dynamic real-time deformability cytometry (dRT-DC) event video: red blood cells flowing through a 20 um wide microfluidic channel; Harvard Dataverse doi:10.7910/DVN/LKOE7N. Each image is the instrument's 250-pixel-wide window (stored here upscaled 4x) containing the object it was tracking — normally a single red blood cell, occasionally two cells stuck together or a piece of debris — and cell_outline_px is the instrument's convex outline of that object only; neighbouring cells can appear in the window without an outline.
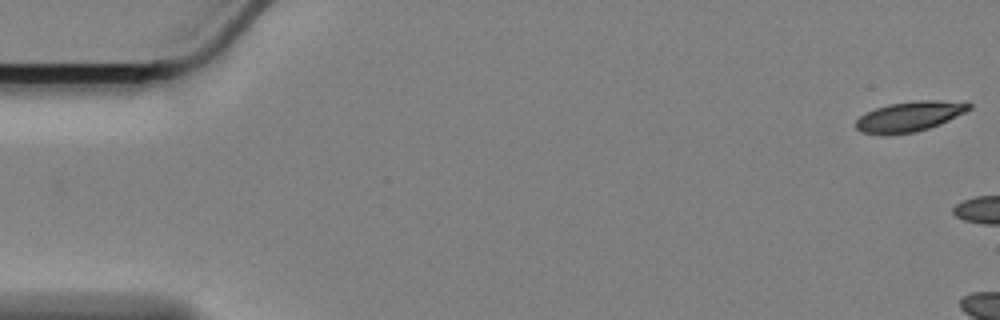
{"species": "Egyptian fruit bat (a non-hibernating species)", "species_latin": "Rousettus aegyptiacus", "temperature_condition": "cold", "stored_images_in_passage": 5, "camera_frame_rate_fps": 3000, "um_per_image_px": 0.085, "animal": {"sex": "female"}, "frame": {"image": 1, "passage_image": 1, "time_ms": 0.0, "image_size_px": [1000, 320], "cell_outline_px": [[972, 108], [948, 120], [928, 128], [916, 132], [884, 136], [860, 132], [856, 128], [856, 120], [860, 116], [876, 108], [888, 104], [920, 100], [936, 100], [972, 104]], "centroid_in_image_um": [77.24, 9.92], "position_along_channel_um": 7.8, "area_um2": 19.71}}